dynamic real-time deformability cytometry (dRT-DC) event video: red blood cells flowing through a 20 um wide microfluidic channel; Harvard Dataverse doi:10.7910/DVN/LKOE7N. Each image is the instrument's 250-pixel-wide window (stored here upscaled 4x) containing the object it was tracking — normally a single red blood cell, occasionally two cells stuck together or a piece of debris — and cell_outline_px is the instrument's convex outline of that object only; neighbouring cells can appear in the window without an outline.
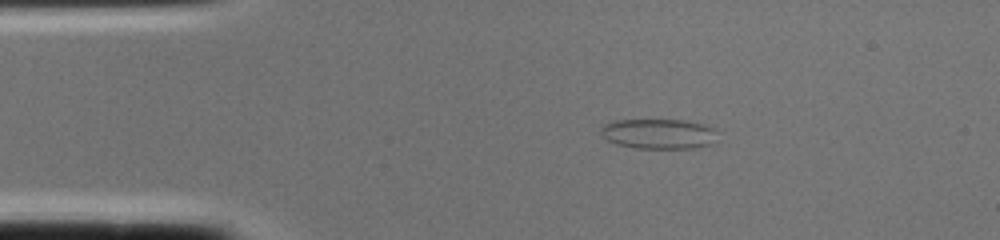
{"species": "common noctule bat (a hibernating species)", "species_latin": "Nyctalus noctula", "temperature_condition": "cold", "stored_images_in_passage": 1, "camera_frame_rate_fps": 3000, "um_per_image_px": 0.085, "animal": {"sex": "female", "body_mass_g": 22.0, "forearm_length_mm": 56.7}, "frame": {"image": 1, "passage_image": 1, "time_ms": 0.0, "image_size_px": [1000, 240], "cell_outline_px": [[720, 132], [712, 144], [692, 148], [636, 148], [616, 144], [608, 140], [600, 132], [600, 128], [604, 124], [616, 120], [684, 120], [704, 124], [716, 128]], "centroid_in_image_um": [56.04, 11.37], "position_along_channel_um": 29.0, "area_um2": 20.63}}